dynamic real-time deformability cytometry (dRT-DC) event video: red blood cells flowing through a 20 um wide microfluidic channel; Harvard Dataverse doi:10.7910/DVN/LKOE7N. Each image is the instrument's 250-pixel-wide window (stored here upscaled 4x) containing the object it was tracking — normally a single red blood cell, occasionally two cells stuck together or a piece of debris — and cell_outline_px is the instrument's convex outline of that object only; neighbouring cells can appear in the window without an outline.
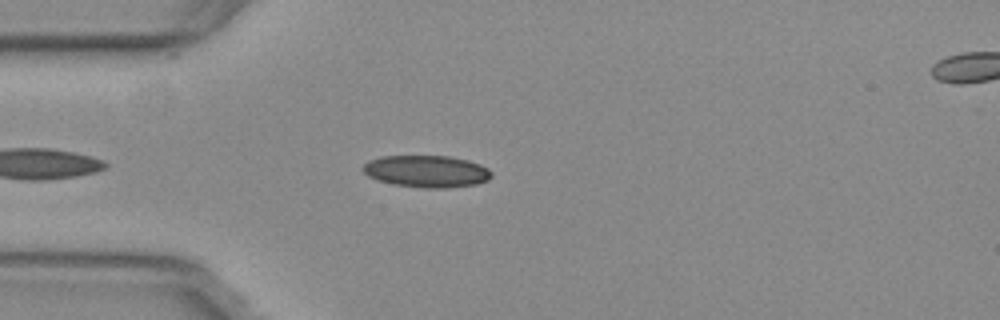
{"species": "common noctule bat (a hibernating species)", "species_latin": "Nyctalus noctula", "temperature_condition": "warm", "stored_images_in_passage": 40, "camera_frame_rate_fps": 3000, "um_per_image_px": 0.085, "animal": {"sex": "female", "body_mass_g": 29.2, "forearm_length_mm": 56.3}, "frame": {"image": 1, "passage_image": 3, "time_ms": 0.667, "image_size_px": [1000, 320], "cell_outline_px": [[492, 176], [488, 180], [476, 184], [448, 188], [424, 188], [392, 184], [368, 176], [360, 168], [368, 160], [380, 156], [448, 156], [468, 160], [480, 164], [488, 168], [492, 172]], "centroid_in_image_um": [36.26, 14.56], "position_along_channel_um": 48.7, "area_um2": 24.1}}
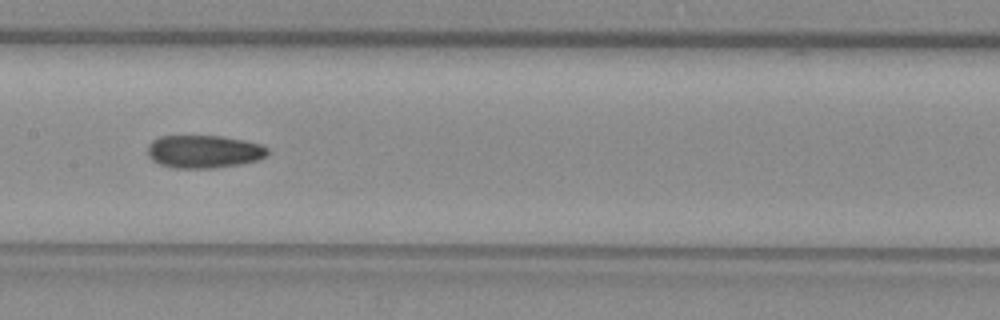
{"frame": {"image": 2, "passage_image": 15, "time_ms": 4.667, "image_size_px": [1000, 320], "cell_outline_px": [[268, 156], [260, 160], [240, 164], [212, 168], [172, 168], [160, 164], [152, 160], [148, 156], [148, 144], [152, 140], [160, 136], [224, 136], [264, 144], [268, 148]], "centroid_in_image_um": [17.37, 12.88], "position_along_channel_um": 190.0, "area_um2": 23.35}}
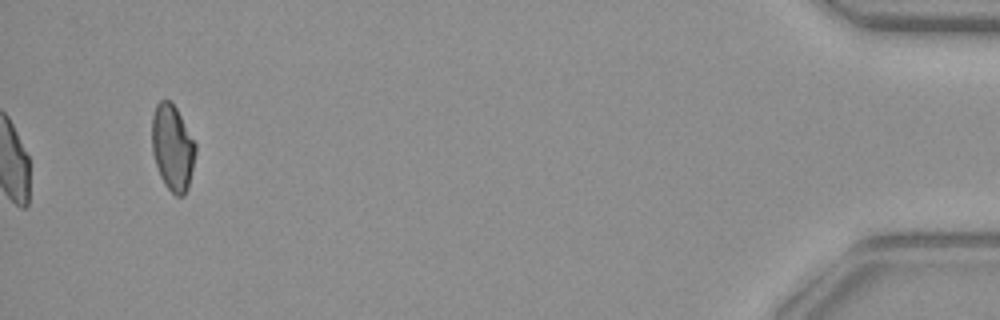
{"frame": {"image": 3, "passage_image": 40, "time_ms": 13.0, "image_size_px": [1000, 320], "cell_outline_px": [[196, 152], [188, 188], [184, 196], [176, 196], [164, 184], [160, 176], [152, 152], [152, 116], [156, 104], [160, 100], [168, 100], [176, 108], [196, 144]], "centroid_in_image_um": [14.66, 12.56], "position_along_channel_um": 420.5, "area_um2": 21.73}, "authors_computed_cell_mechanics": {"area_um2": 23.0044, "velocity_mm_per_s": 3.8035, "shape_relaxation_time_tau1_ms": null, "shape_relaxation_time_tau2_ms": 4.0755, "deformation_change_tau1": null, "deformation_change_tau2": 0.0956}}